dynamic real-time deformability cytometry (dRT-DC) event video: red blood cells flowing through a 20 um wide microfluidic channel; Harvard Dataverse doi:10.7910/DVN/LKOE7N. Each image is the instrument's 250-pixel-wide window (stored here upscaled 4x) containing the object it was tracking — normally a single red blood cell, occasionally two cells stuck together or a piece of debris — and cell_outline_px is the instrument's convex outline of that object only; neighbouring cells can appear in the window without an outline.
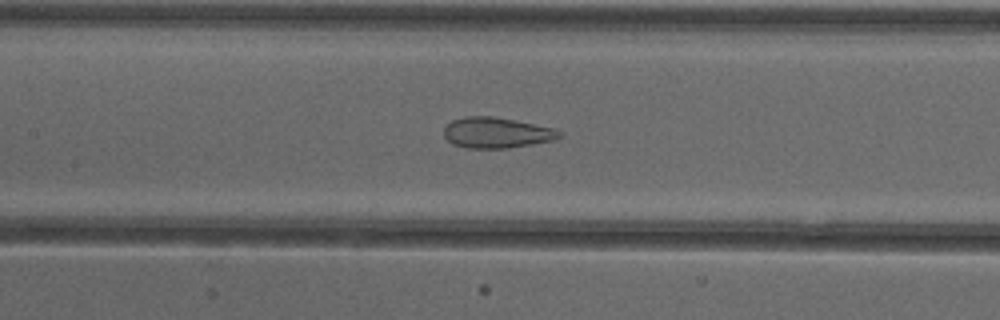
{"species": "common noctule bat (a hibernating species)", "species_latin": "Nyctalus noctula", "temperature_condition": "cold", "stored_images_in_passage": 35, "camera_frame_rate_fps": 3000, "um_per_image_px": 0.085, "animal": {"sex": "female"}, "frame": {"image": 1, "passage_image": 9, "time_ms": 2.667, "image_size_px": [1000, 320], "cell_outline_px": [[564, 132], [556, 140], [508, 148], [468, 148], [452, 144], [444, 136], [444, 128], [452, 120], [464, 116], [492, 116], [552, 128]], "centroid_in_image_um": [42.19, 11.29], "position_along_channel_um": 165.2, "area_um2": 20.52}}
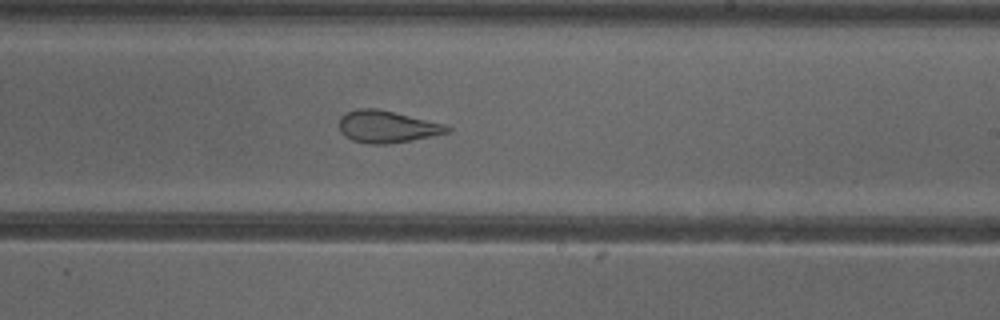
{"frame": {"image": 2, "passage_image": 16, "time_ms": 5.0, "image_size_px": [1000, 320], "cell_outline_px": [[452, 132], [412, 140], [388, 144], [368, 144], [352, 140], [344, 136], [340, 132], [340, 116], [344, 112], [360, 108], [376, 108], [444, 124], [452, 128]], "centroid_in_image_um": [32.88, 10.77], "position_along_channel_um": 256.1, "area_um2": 20.23}}
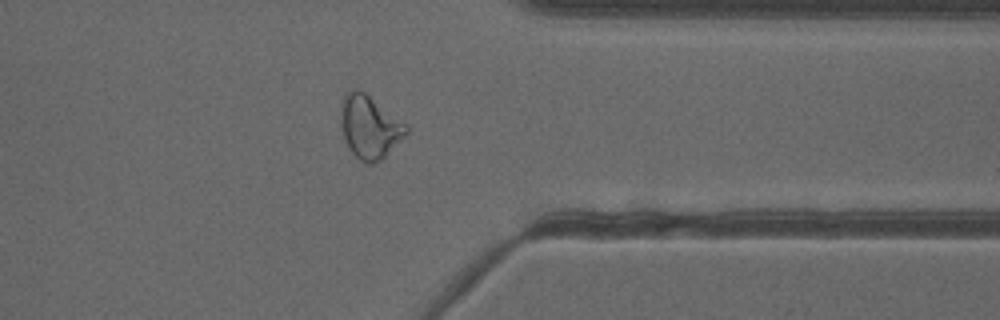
{"frame": {"image": 3, "passage_image": 26, "time_ms": 8.333, "image_size_px": [1000, 320], "cell_outline_px": [[408, 132], [380, 160], [372, 164], [364, 164], [348, 148], [344, 140], [344, 96], [348, 92], [356, 88], [364, 92], [408, 124]], "centroid_in_image_um": [31.48, 10.82], "position_along_channel_um": 379.9, "area_um2": 23.12}, "authors_computed_cell_mechanics": {"area_um2": 21.8484, "velocity_mm_per_s": 3.9069, "shape_relaxation_time_tau1_ms": null, "shape_relaxation_time_tau2_ms": 1.2051, "deformation_change_tau1": null, "deformation_change_tau2": 0.0925}}